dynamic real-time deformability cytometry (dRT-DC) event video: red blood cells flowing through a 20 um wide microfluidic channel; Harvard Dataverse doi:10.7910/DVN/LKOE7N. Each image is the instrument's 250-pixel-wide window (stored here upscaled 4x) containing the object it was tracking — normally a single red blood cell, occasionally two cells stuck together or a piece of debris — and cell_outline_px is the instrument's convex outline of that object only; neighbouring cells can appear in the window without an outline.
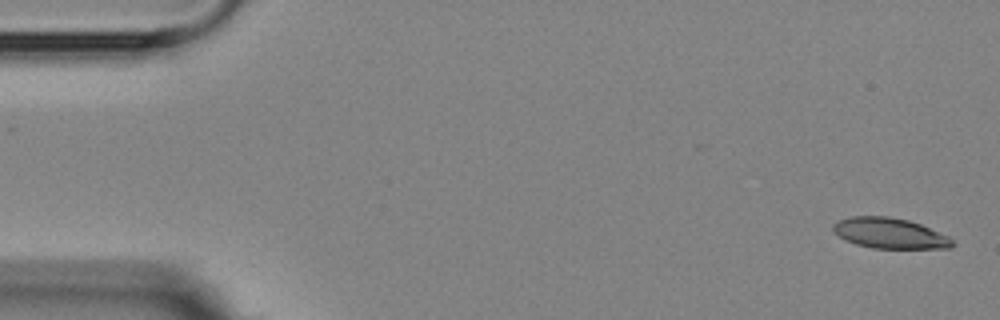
{"species": "Egyptian fruit bat (a non-hibernating species)", "species_latin": "Rousettus aegyptiacus", "temperature_condition": "room temperature", "stored_images_in_passage": 5, "camera_frame_rate_fps": 3000, "um_per_image_px": 0.085, "animal": {"sex": "female"}, "frame": {"image": 1, "passage_image": 1, "time_ms": 0.0, "image_size_px": [1000, 320], "cell_outline_px": [[956, 244], [952, 248], [872, 248], [856, 244], [844, 240], [832, 228], [832, 224], [840, 220], [852, 216], [888, 216], [908, 220], [920, 224], [948, 236]], "centroid_in_image_um": [75.64, 19.83], "position_along_channel_um": 9.4, "area_um2": 21.1}}
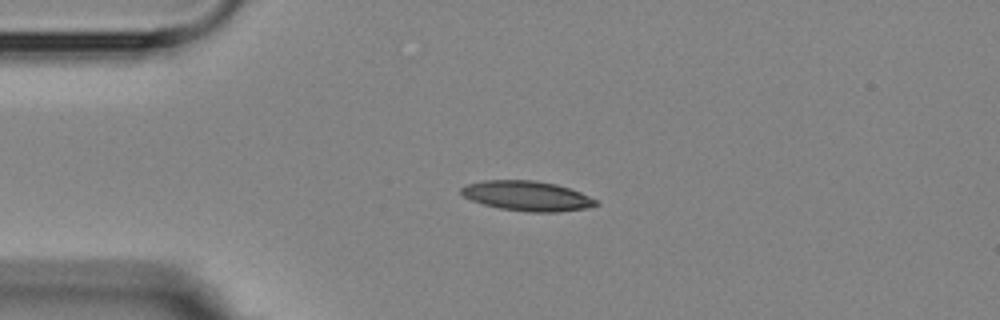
{"frame": {"image": 2, "passage_image": 4, "time_ms": 3.667, "image_size_px": [1000, 320], "cell_outline_px": [[600, 204], [584, 208], [556, 212], [528, 212], [500, 208], [484, 204], [472, 200], [464, 196], [460, 192], [460, 188], [468, 184], [484, 180], [536, 180], [556, 184], [580, 192], [596, 200]], "centroid_in_image_um": [44.79, 16.64], "position_along_channel_um": 40.2, "area_um2": 23.24}}